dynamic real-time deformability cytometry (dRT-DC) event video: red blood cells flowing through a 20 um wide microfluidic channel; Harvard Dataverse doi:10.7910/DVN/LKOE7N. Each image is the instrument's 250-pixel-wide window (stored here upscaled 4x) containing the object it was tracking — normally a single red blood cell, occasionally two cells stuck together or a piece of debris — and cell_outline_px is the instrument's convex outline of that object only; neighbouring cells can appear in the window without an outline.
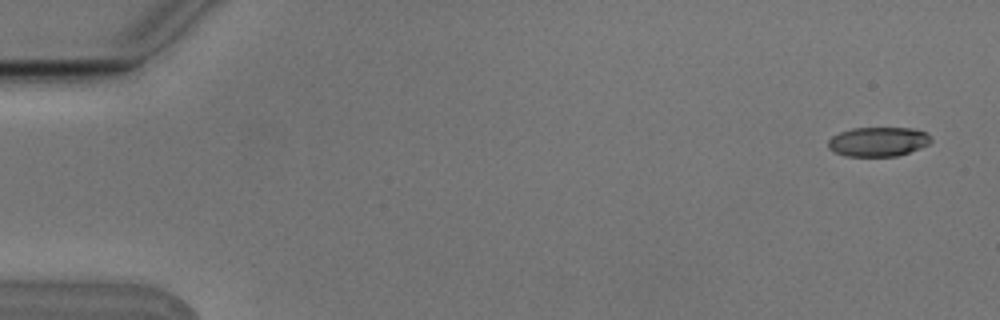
{"species": "Egyptian fruit bat (a non-hibernating species)", "species_latin": "Rousettus aegyptiacus", "temperature_condition": "cold", "stored_images_in_passage": 6, "camera_frame_rate_fps": 3000, "um_per_image_px": 0.085, "animal": {"sex": "male"}, "frame": {"image": 1, "passage_image": 1, "time_ms": 0.0, "image_size_px": [1000, 320], "cell_outline_px": [[932, 140], [928, 144], [920, 148], [896, 156], [844, 156], [828, 148], [828, 140], [832, 136], [840, 132], [852, 128], [912, 128], [924, 132]], "centroid_in_image_um": [74.61, 12.04], "position_along_channel_um": 10.4, "area_um2": 17.46}}